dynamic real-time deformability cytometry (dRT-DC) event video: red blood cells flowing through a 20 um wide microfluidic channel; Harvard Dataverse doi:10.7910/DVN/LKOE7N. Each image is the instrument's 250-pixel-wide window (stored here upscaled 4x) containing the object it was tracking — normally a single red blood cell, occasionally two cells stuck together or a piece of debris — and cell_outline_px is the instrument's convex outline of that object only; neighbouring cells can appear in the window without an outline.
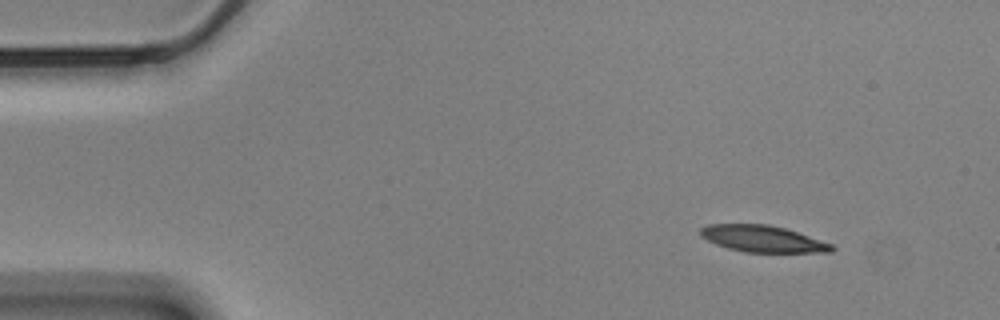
{"species": "Egyptian fruit bat (a non-hibernating species)", "species_latin": "Rousettus aegyptiacus", "temperature_condition": "cold", "stored_images_in_passage": 52, "camera_frame_rate_fps": 3000, "um_per_image_px": 0.085, "animal": {"sex": "male"}, "frame": {"image": 1, "passage_image": 1, "time_ms": 0.0, "image_size_px": [1000, 320], "cell_outline_px": [[836, 248], [832, 252], [744, 252], [728, 248], [716, 244], [700, 236], [700, 228], [708, 224], [768, 224], [784, 228], [832, 244]], "centroid_in_image_um": [64.81, 20.3], "position_along_channel_um": 20.2, "area_um2": 20.17}}
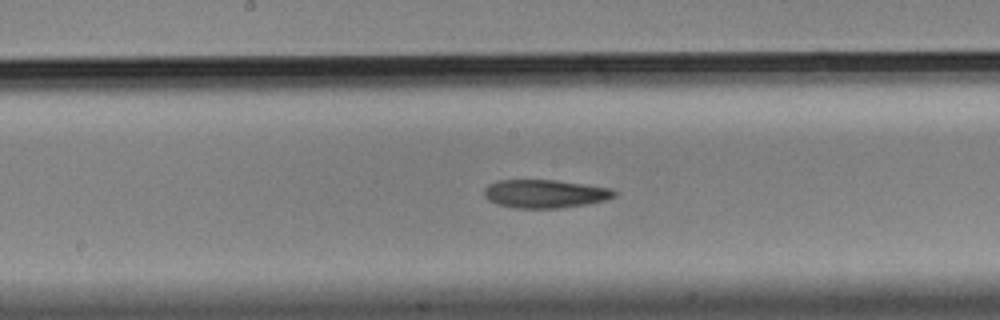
{"frame": {"image": 2, "passage_image": 24, "time_ms": 7.667, "image_size_px": [1000, 320], "cell_outline_px": [[616, 196], [604, 200], [588, 204], [560, 208], [516, 208], [496, 204], [488, 200], [484, 196], [484, 188], [488, 184], [496, 180], [556, 180], [612, 188], [616, 192]], "centroid_in_image_um": [46.3, 16.47], "position_along_channel_um": 201.9, "area_um2": 21.62}}
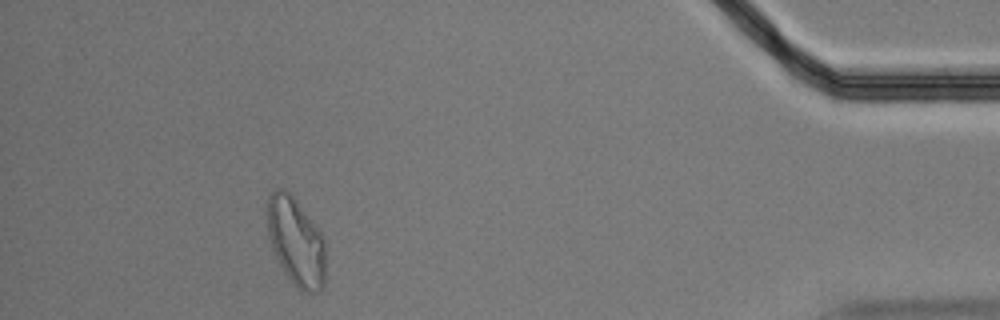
{"frame": {"image": 3, "passage_image": 47, "time_ms": 15.333, "image_size_px": [1000, 320], "cell_outline_px": [[324, 284], [316, 292], [300, 292], [296, 288], [280, 264], [272, 248], [268, 232], [268, 196], [276, 188], [284, 188], [292, 196], [320, 232], [324, 240]], "centroid_in_image_um": [25.15, 20.56], "position_along_channel_um": 410.1, "area_um2": 29.25}, "authors_computed_cell_mechanics": {"area_um2": 22.1374, "velocity_mm_per_s": 3.45, "shape_relaxation_time_tau1_ms": null, "shape_relaxation_time_tau2_ms": 6.4246, "deformation_change_tau1": null, "deformation_change_tau2": 0.1472}}